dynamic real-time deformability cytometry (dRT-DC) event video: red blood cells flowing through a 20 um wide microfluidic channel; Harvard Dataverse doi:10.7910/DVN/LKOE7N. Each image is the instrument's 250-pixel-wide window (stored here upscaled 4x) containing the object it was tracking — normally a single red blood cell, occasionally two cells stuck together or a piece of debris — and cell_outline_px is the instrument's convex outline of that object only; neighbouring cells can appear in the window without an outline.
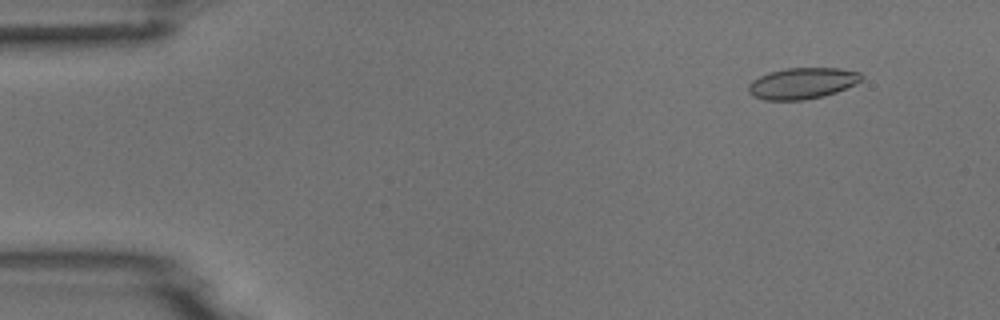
{"species": "common noctule bat (a hibernating species)", "species_latin": "Nyctalus noctula", "temperature_condition": "room temperature", "stored_images_in_passage": 5, "camera_frame_rate_fps": 3000, "um_per_image_px": 0.085, "animal": {"sex": "male", "body_mass_g": 18.8}, "frame": {"image": 1, "passage_image": 1, "time_ms": 0.0, "image_size_px": [1000, 320], "cell_outline_px": [[864, 76], [856, 84], [836, 92], [824, 96], [804, 100], [764, 100], [752, 96], [748, 92], [748, 84], [752, 80], [768, 72], [788, 68], [840, 68], [860, 72]], "centroid_in_image_um": [68.18, 7.08], "position_along_channel_um": 16.8, "area_um2": 20.69}}
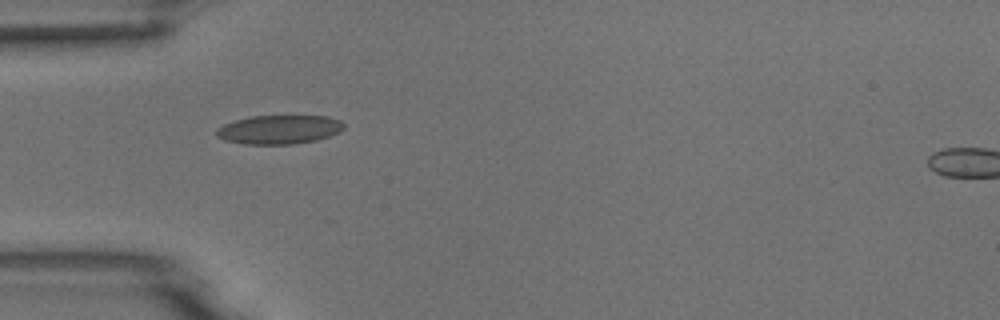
{"frame": {"image": 2, "passage_image": 4, "time_ms": 3.667, "image_size_px": [1000, 320], "cell_outline_px": [[344, 128], [340, 132], [316, 140], [292, 144], [244, 144], [224, 140], [216, 136], [216, 128], [224, 124], [236, 120], [252, 116], [328, 116], [340, 120], [344, 124]], "centroid_in_image_um": [23.72, 11.01], "position_along_channel_um": 61.3, "area_um2": 21.44}}